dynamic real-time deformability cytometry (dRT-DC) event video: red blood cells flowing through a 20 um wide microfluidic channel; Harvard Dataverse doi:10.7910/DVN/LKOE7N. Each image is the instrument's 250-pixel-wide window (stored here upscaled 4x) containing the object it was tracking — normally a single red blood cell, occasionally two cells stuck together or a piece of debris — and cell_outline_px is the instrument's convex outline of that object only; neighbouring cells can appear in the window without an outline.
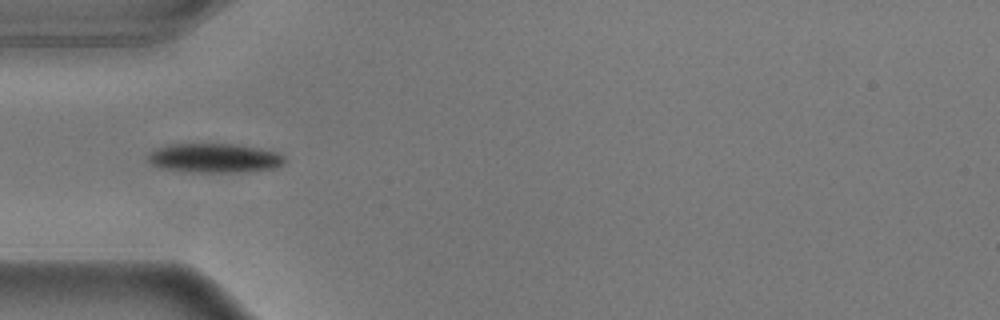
{"species": "common noctule bat (a hibernating species)", "species_latin": "Nyctalus noctula", "temperature_condition": "warm", "stored_images_in_passage": 24, "camera_frame_rate_fps": 3000, "um_per_image_px": 0.085, "animal": {"sex": "male", "body_mass_g": 17.9}, "frame": {"image": 1, "passage_image": 4, "time_ms": 1.0, "image_size_px": [1000, 320], "cell_outline_px": [[284, 164], [276, 168], [240, 172], [192, 172], [164, 168], [152, 164], [148, 160], [148, 152], [168, 144], [232, 144], [260, 148], [280, 152], [284, 156]], "centroid_in_image_um": [18.27, 13.43], "position_along_channel_um": 66.7, "area_um2": 23.29}}